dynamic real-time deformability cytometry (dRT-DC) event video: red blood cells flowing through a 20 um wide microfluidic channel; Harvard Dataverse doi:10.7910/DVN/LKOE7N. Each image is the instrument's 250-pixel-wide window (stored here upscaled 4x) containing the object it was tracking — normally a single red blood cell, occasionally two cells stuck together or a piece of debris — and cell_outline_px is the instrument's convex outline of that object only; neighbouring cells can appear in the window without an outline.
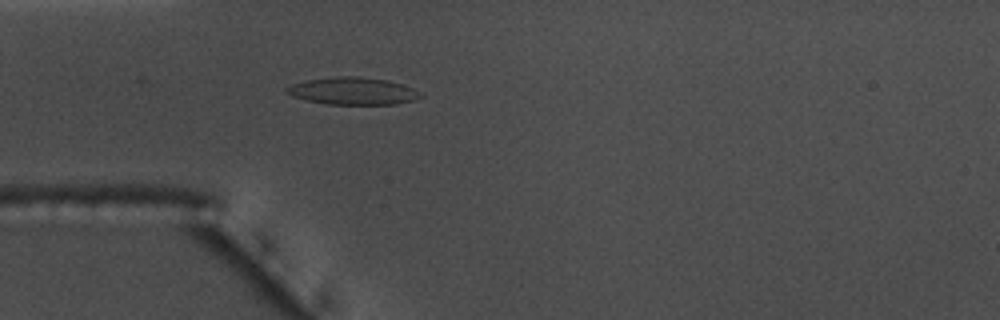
{"species": "common noctule bat (a hibernating species)", "species_latin": "Nyctalus noctula", "temperature_condition": "warm", "stored_images_in_passage": 56, "camera_frame_rate_fps": 3000, "um_per_image_px": 0.085, "animal": {"sex": "male", "body_mass_g": 17.5, "forearm_length_mm": 52.3}, "frame": {"image": 1, "passage_image": 16, "time_ms": 5.0, "image_size_px": [1000, 320], "cell_outline_px": [[424, 96], [412, 100], [396, 104], [328, 104], [308, 100], [292, 96], [284, 92], [284, 88], [292, 84], [308, 80], [336, 76], [360, 76], [388, 80], [412, 88], [420, 92]], "centroid_in_image_um": [29.97, 7.73], "position_along_channel_um": 55.0, "area_um2": 21.21}}
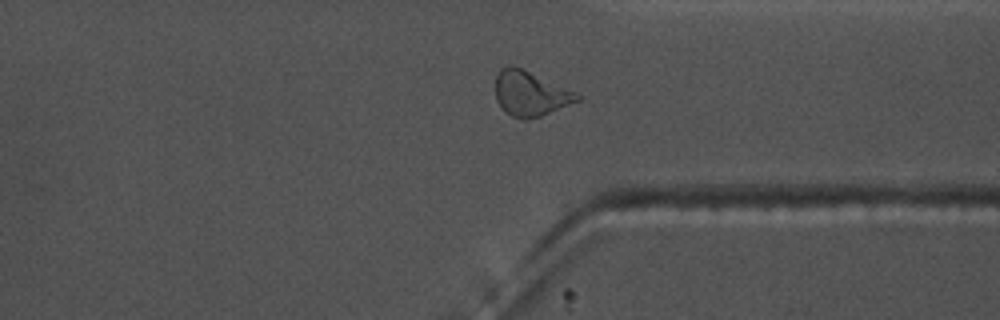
{"frame": {"image": 2, "passage_image": 42, "time_ms": 13.667, "image_size_px": [1000, 320], "cell_outline_px": [[584, 96], [580, 100], [540, 116], [524, 120], [512, 116], [504, 112], [500, 108], [496, 100], [496, 76], [500, 68], [508, 64], [516, 64]], "centroid_in_image_um": [45.05, 7.92], "position_along_channel_um": 366.4, "area_um2": 21.79}}
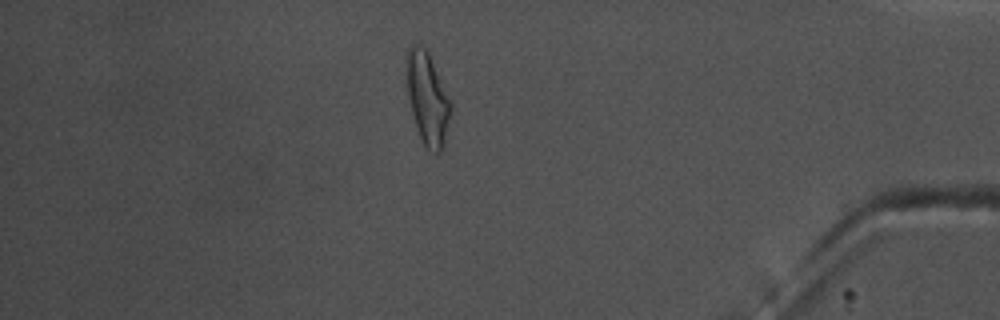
{"frame": {"image": 3, "passage_image": 48, "time_ms": 15.667, "image_size_px": [1000, 320], "cell_outline_px": [[452, 116], [440, 152], [436, 152], [428, 148], [424, 144], [420, 136], [412, 112], [408, 96], [404, 60], [404, 56], [408, 48], [412, 44], [416, 44], [424, 48], [428, 52], [452, 100]], "centroid_in_image_um": [36.34, 8.28], "position_along_channel_um": 398.9, "area_um2": 23.99}, "authors_computed_cell_mechanics": {"area_um2": 20.23, "velocity_mm_per_s": 3.6568, "shape_relaxation_time_tau1_ms": 4.038, "shape_relaxation_time_tau2_ms": 1.6013, "deformation_change_tau1": 0.1472, "deformation_change_tau2": 0.0828}}